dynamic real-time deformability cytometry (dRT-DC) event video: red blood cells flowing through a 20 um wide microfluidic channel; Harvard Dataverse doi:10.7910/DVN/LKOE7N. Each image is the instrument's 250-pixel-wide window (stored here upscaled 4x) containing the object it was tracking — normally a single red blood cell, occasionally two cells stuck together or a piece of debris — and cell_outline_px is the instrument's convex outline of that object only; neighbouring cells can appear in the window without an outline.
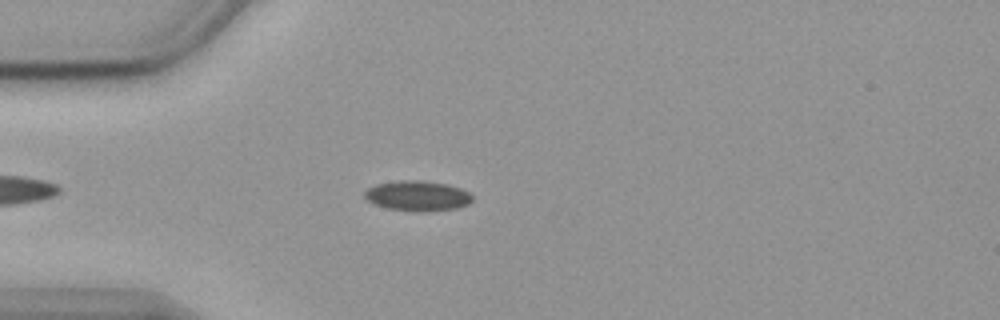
{"species": "common noctule bat (a hibernating species)", "species_latin": "Nyctalus noctula", "temperature_condition": "cold", "stored_images_in_passage": 49, "camera_frame_rate_fps": 3000, "um_per_image_px": 0.085, "animal": {"sex": "female", "body_mass_g": 19.9}, "frame": {"image": 1, "passage_image": 8, "time_ms": 2.333, "image_size_px": [1000, 320], "cell_outline_px": [[472, 200], [468, 204], [456, 208], [424, 212], [420, 212], [388, 208], [376, 204], [368, 200], [364, 196], [364, 192], [368, 188], [376, 184], [400, 180], [424, 180], [448, 184], [460, 188], [468, 192], [472, 196]], "centroid_in_image_um": [35.5, 16.63], "position_along_channel_um": 49.5, "area_um2": 18.9}}
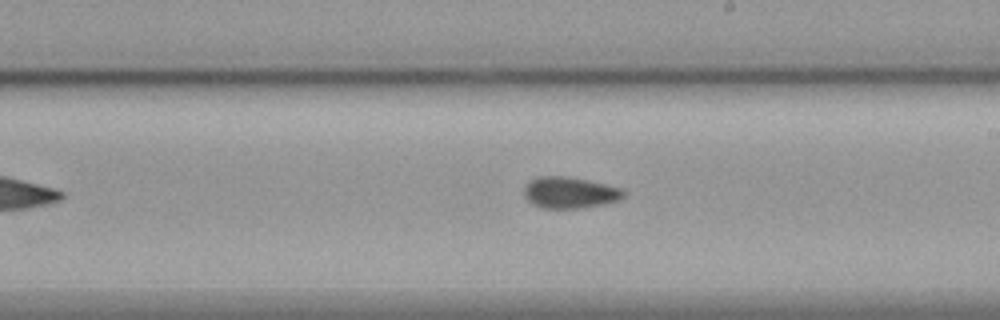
{"frame": {"image": 2, "passage_image": 25, "time_ms": 8.0, "image_size_px": [1000, 320], "cell_outline_px": [[624, 196], [620, 200], [580, 208], [540, 208], [532, 204], [524, 196], [524, 184], [528, 180], [536, 176], [568, 176], [604, 184], [620, 188], [624, 192]], "centroid_in_image_um": [48.35, 16.36], "position_along_channel_um": 240.7, "area_um2": 18.21}}
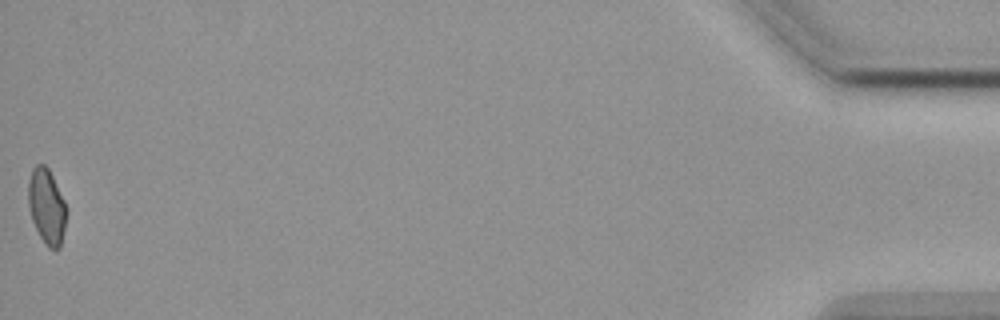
{"frame": {"image": 3, "passage_image": 49, "time_ms": 16.0, "image_size_px": [1000, 320], "cell_outline_px": [[68, 212], [60, 248], [56, 252], [48, 248], [40, 236], [32, 220], [28, 204], [28, 180], [32, 168], [36, 164], [44, 164], [48, 168], [68, 208]], "centroid_in_image_um": [3.98, 17.57], "position_along_channel_um": 431.2, "area_um2": 16.99}, "authors_computed_cell_mechanics": {"area_um2": 17.9758, "velocity_mm_per_s": 3.5899, "shape_relaxation_time_tau1_ms": null, "shape_relaxation_time_tau2_ms": 4.481, "deformation_change_tau1": null, "deformation_change_tau2": 0.0843}}